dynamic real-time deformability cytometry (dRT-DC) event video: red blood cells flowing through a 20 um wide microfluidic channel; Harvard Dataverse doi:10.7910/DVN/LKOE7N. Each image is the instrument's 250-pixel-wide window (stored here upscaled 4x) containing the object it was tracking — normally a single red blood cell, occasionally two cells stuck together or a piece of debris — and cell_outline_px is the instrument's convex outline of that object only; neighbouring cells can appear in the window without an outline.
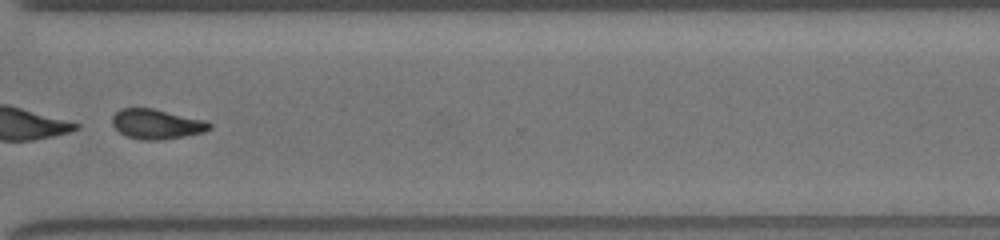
{"species": "common noctule bat (a hibernating species)", "species_latin": "Nyctalus noctula", "temperature_condition": "room temperature", "stored_images_in_passage": 45, "segment_of_instrument_passage": [2, 2], "camera_frame_rate_fps": 3000, "um_per_image_px": 0.085, "animal": {"sex": "female", "body_mass_g": 19.5, "forearm_length_mm": 54.1}, "frame": {"image": 1, "passage_image": 35, "time_ms": 11.333, "image_size_px": [1000, 240], "cell_outline_px": [[212, 128], [204, 132], [184, 136], [160, 140], [144, 140], [128, 136], [120, 132], [112, 124], [112, 116], [120, 108], [152, 108], [208, 120], [212, 124]], "centroid_in_image_um": [13.35, 10.53], "position_along_channel_um": 357.2, "area_um2": 16.99}}